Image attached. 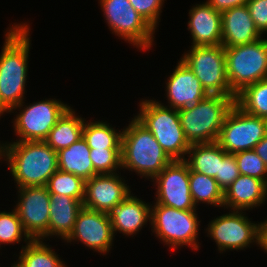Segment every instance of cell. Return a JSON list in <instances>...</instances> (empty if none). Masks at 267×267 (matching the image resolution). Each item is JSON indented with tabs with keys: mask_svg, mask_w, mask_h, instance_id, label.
<instances>
[{
	"mask_svg": "<svg viewBox=\"0 0 267 267\" xmlns=\"http://www.w3.org/2000/svg\"><path fill=\"white\" fill-rule=\"evenodd\" d=\"M246 5L256 28L263 35L267 32V0H249Z\"/></svg>",
	"mask_w": 267,
	"mask_h": 267,
	"instance_id": "obj_36",
	"label": "cell"
},
{
	"mask_svg": "<svg viewBox=\"0 0 267 267\" xmlns=\"http://www.w3.org/2000/svg\"><path fill=\"white\" fill-rule=\"evenodd\" d=\"M12 265H11V267H22L18 262H15V264H12Z\"/></svg>",
	"mask_w": 267,
	"mask_h": 267,
	"instance_id": "obj_42",
	"label": "cell"
},
{
	"mask_svg": "<svg viewBox=\"0 0 267 267\" xmlns=\"http://www.w3.org/2000/svg\"><path fill=\"white\" fill-rule=\"evenodd\" d=\"M139 105L140 113L135 118L153 134L171 160H184L191 145L185 138L178 110L155 99H143Z\"/></svg>",
	"mask_w": 267,
	"mask_h": 267,
	"instance_id": "obj_5",
	"label": "cell"
},
{
	"mask_svg": "<svg viewBox=\"0 0 267 267\" xmlns=\"http://www.w3.org/2000/svg\"><path fill=\"white\" fill-rule=\"evenodd\" d=\"M3 158L17 188L46 186L58 170L57 152L45 141L6 142Z\"/></svg>",
	"mask_w": 267,
	"mask_h": 267,
	"instance_id": "obj_2",
	"label": "cell"
},
{
	"mask_svg": "<svg viewBox=\"0 0 267 267\" xmlns=\"http://www.w3.org/2000/svg\"><path fill=\"white\" fill-rule=\"evenodd\" d=\"M15 210L32 240L49 238L50 193L46 186L18 188Z\"/></svg>",
	"mask_w": 267,
	"mask_h": 267,
	"instance_id": "obj_13",
	"label": "cell"
},
{
	"mask_svg": "<svg viewBox=\"0 0 267 267\" xmlns=\"http://www.w3.org/2000/svg\"><path fill=\"white\" fill-rule=\"evenodd\" d=\"M22 239L26 244L32 240L24 231L15 208L12 212H0V248L1 244L20 243Z\"/></svg>",
	"mask_w": 267,
	"mask_h": 267,
	"instance_id": "obj_31",
	"label": "cell"
},
{
	"mask_svg": "<svg viewBox=\"0 0 267 267\" xmlns=\"http://www.w3.org/2000/svg\"><path fill=\"white\" fill-rule=\"evenodd\" d=\"M234 104L232 97L208 95L197 104L178 110L189 144L217 142L225 117Z\"/></svg>",
	"mask_w": 267,
	"mask_h": 267,
	"instance_id": "obj_4",
	"label": "cell"
},
{
	"mask_svg": "<svg viewBox=\"0 0 267 267\" xmlns=\"http://www.w3.org/2000/svg\"><path fill=\"white\" fill-rule=\"evenodd\" d=\"M240 175H247L267 183V166L257 153L246 150L234 154Z\"/></svg>",
	"mask_w": 267,
	"mask_h": 267,
	"instance_id": "obj_33",
	"label": "cell"
},
{
	"mask_svg": "<svg viewBox=\"0 0 267 267\" xmlns=\"http://www.w3.org/2000/svg\"><path fill=\"white\" fill-rule=\"evenodd\" d=\"M196 210H179L161 204H151L152 232L173 251L180 246L198 250L199 221ZM198 243V244H197Z\"/></svg>",
	"mask_w": 267,
	"mask_h": 267,
	"instance_id": "obj_6",
	"label": "cell"
},
{
	"mask_svg": "<svg viewBox=\"0 0 267 267\" xmlns=\"http://www.w3.org/2000/svg\"><path fill=\"white\" fill-rule=\"evenodd\" d=\"M108 215L114 237L117 232L132 236L133 234L136 235L147 224L148 220L150 222L151 205L131 193Z\"/></svg>",
	"mask_w": 267,
	"mask_h": 267,
	"instance_id": "obj_20",
	"label": "cell"
},
{
	"mask_svg": "<svg viewBox=\"0 0 267 267\" xmlns=\"http://www.w3.org/2000/svg\"><path fill=\"white\" fill-rule=\"evenodd\" d=\"M189 183L195 206L202 202L215 207H223L224 192L213 177L190 170Z\"/></svg>",
	"mask_w": 267,
	"mask_h": 267,
	"instance_id": "obj_26",
	"label": "cell"
},
{
	"mask_svg": "<svg viewBox=\"0 0 267 267\" xmlns=\"http://www.w3.org/2000/svg\"><path fill=\"white\" fill-rule=\"evenodd\" d=\"M254 151L263 160L267 166V134L266 136L254 147Z\"/></svg>",
	"mask_w": 267,
	"mask_h": 267,
	"instance_id": "obj_39",
	"label": "cell"
},
{
	"mask_svg": "<svg viewBox=\"0 0 267 267\" xmlns=\"http://www.w3.org/2000/svg\"><path fill=\"white\" fill-rule=\"evenodd\" d=\"M267 200V183L260 179L239 175L224 191V208L245 211L259 207Z\"/></svg>",
	"mask_w": 267,
	"mask_h": 267,
	"instance_id": "obj_21",
	"label": "cell"
},
{
	"mask_svg": "<svg viewBox=\"0 0 267 267\" xmlns=\"http://www.w3.org/2000/svg\"><path fill=\"white\" fill-rule=\"evenodd\" d=\"M29 24H14L0 53V104L9 112L24 101L30 54Z\"/></svg>",
	"mask_w": 267,
	"mask_h": 267,
	"instance_id": "obj_1",
	"label": "cell"
},
{
	"mask_svg": "<svg viewBox=\"0 0 267 267\" xmlns=\"http://www.w3.org/2000/svg\"><path fill=\"white\" fill-rule=\"evenodd\" d=\"M83 203L77 199L50 194L49 237L57 236L64 241L74 228V223Z\"/></svg>",
	"mask_w": 267,
	"mask_h": 267,
	"instance_id": "obj_22",
	"label": "cell"
},
{
	"mask_svg": "<svg viewBox=\"0 0 267 267\" xmlns=\"http://www.w3.org/2000/svg\"><path fill=\"white\" fill-rule=\"evenodd\" d=\"M118 173L97 174L85 181L83 207L110 213L131 194L129 185Z\"/></svg>",
	"mask_w": 267,
	"mask_h": 267,
	"instance_id": "obj_16",
	"label": "cell"
},
{
	"mask_svg": "<svg viewBox=\"0 0 267 267\" xmlns=\"http://www.w3.org/2000/svg\"><path fill=\"white\" fill-rule=\"evenodd\" d=\"M46 188L50 194L68 196L83 203L85 181L72 173L57 170L48 180Z\"/></svg>",
	"mask_w": 267,
	"mask_h": 267,
	"instance_id": "obj_30",
	"label": "cell"
},
{
	"mask_svg": "<svg viewBox=\"0 0 267 267\" xmlns=\"http://www.w3.org/2000/svg\"><path fill=\"white\" fill-rule=\"evenodd\" d=\"M230 212L211 220L206 229L209 237L216 242L219 252L223 253L228 249L243 250L251 243L258 244L259 223H252L244 214L246 212L238 210Z\"/></svg>",
	"mask_w": 267,
	"mask_h": 267,
	"instance_id": "obj_12",
	"label": "cell"
},
{
	"mask_svg": "<svg viewBox=\"0 0 267 267\" xmlns=\"http://www.w3.org/2000/svg\"><path fill=\"white\" fill-rule=\"evenodd\" d=\"M240 175L234 154H227L220 161L219 174L214 178L223 192L238 178Z\"/></svg>",
	"mask_w": 267,
	"mask_h": 267,
	"instance_id": "obj_35",
	"label": "cell"
},
{
	"mask_svg": "<svg viewBox=\"0 0 267 267\" xmlns=\"http://www.w3.org/2000/svg\"><path fill=\"white\" fill-rule=\"evenodd\" d=\"M108 27L139 50H149L155 29L144 20L128 0H99Z\"/></svg>",
	"mask_w": 267,
	"mask_h": 267,
	"instance_id": "obj_9",
	"label": "cell"
},
{
	"mask_svg": "<svg viewBox=\"0 0 267 267\" xmlns=\"http://www.w3.org/2000/svg\"><path fill=\"white\" fill-rule=\"evenodd\" d=\"M69 107L50 130L45 142L56 152L69 147L82 137L85 118Z\"/></svg>",
	"mask_w": 267,
	"mask_h": 267,
	"instance_id": "obj_25",
	"label": "cell"
},
{
	"mask_svg": "<svg viewBox=\"0 0 267 267\" xmlns=\"http://www.w3.org/2000/svg\"><path fill=\"white\" fill-rule=\"evenodd\" d=\"M266 134L267 119L248 114L234 104L225 117L217 143L228 154H236L253 150Z\"/></svg>",
	"mask_w": 267,
	"mask_h": 267,
	"instance_id": "obj_11",
	"label": "cell"
},
{
	"mask_svg": "<svg viewBox=\"0 0 267 267\" xmlns=\"http://www.w3.org/2000/svg\"><path fill=\"white\" fill-rule=\"evenodd\" d=\"M113 240L114 234L108 213L82 207L72 233L65 242L80 241L89 247L88 249L106 255L113 246Z\"/></svg>",
	"mask_w": 267,
	"mask_h": 267,
	"instance_id": "obj_15",
	"label": "cell"
},
{
	"mask_svg": "<svg viewBox=\"0 0 267 267\" xmlns=\"http://www.w3.org/2000/svg\"><path fill=\"white\" fill-rule=\"evenodd\" d=\"M189 167L184 160H172L152 182L157 186L155 203L179 210H197L190 192Z\"/></svg>",
	"mask_w": 267,
	"mask_h": 267,
	"instance_id": "obj_14",
	"label": "cell"
},
{
	"mask_svg": "<svg viewBox=\"0 0 267 267\" xmlns=\"http://www.w3.org/2000/svg\"><path fill=\"white\" fill-rule=\"evenodd\" d=\"M121 156L123 169L134 171L148 180L172 161L153 134L135 117L122 129Z\"/></svg>",
	"mask_w": 267,
	"mask_h": 267,
	"instance_id": "obj_3",
	"label": "cell"
},
{
	"mask_svg": "<svg viewBox=\"0 0 267 267\" xmlns=\"http://www.w3.org/2000/svg\"><path fill=\"white\" fill-rule=\"evenodd\" d=\"M3 144L0 143V160L3 158Z\"/></svg>",
	"mask_w": 267,
	"mask_h": 267,
	"instance_id": "obj_41",
	"label": "cell"
},
{
	"mask_svg": "<svg viewBox=\"0 0 267 267\" xmlns=\"http://www.w3.org/2000/svg\"><path fill=\"white\" fill-rule=\"evenodd\" d=\"M136 12L146 20L155 30L157 29L158 21L164 0H128Z\"/></svg>",
	"mask_w": 267,
	"mask_h": 267,
	"instance_id": "obj_34",
	"label": "cell"
},
{
	"mask_svg": "<svg viewBox=\"0 0 267 267\" xmlns=\"http://www.w3.org/2000/svg\"><path fill=\"white\" fill-rule=\"evenodd\" d=\"M249 0H207L215 10L223 12L236 6L246 5Z\"/></svg>",
	"mask_w": 267,
	"mask_h": 267,
	"instance_id": "obj_37",
	"label": "cell"
},
{
	"mask_svg": "<svg viewBox=\"0 0 267 267\" xmlns=\"http://www.w3.org/2000/svg\"><path fill=\"white\" fill-rule=\"evenodd\" d=\"M188 30L191 32V46H216L222 41L221 12L208 2L195 4L190 10Z\"/></svg>",
	"mask_w": 267,
	"mask_h": 267,
	"instance_id": "obj_18",
	"label": "cell"
},
{
	"mask_svg": "<svg viewBox=\"0 0 267 267\" xmlns=\"http://www.w3.org/2000/svg\"><path fill=\"white\" fill-rule=\"evenodd\" d=\"M82 137L90 148H121L122 131H117L109 123L84 121Z\"/></svg>",
	"mask_w": 267,
	"mask_h": 267,
	"instance_id": "obj_29",
	"label": "cell"
},
{
	"mask_svg": "<svg viewBox=\"0 0 267 267\" xmlns=\"http://www.w3.org/2000/svg\"><path fill=\"white\" fill-rule=\"evenodd\" d=\"M44 240H31L19 253L22 267H67L59 255ZM60 258V259H59Z\"/></svg>",
	"mask_w": 267,
	"mask_h": 267,
	"instance_id": "obj_27",
	"label": "cell"
},
{
	"mask_svg": "<svg viewBox=\"0 0 267 267\" xmlns=\"http://www.w3.org/2000/svg\"><path fill=\"white\" fill-rule=\"evenodd\" d=\"M187 163L190 170L207 176L219 174L220 161L228 154L217 142L192 144L187 152Z\"/></svg>",
	"mask_w": 267,
	"mask_h": 267,
	"instance_id": "obj_24",
	"label": "cell"
},
{
	"mask_svg": "<svg viewBox=\"0 0 267 267\" xmlns=\"http://www.w3.org/2000/svg\"><path fill=\"white\" fill-rule=\"evenodd\" d=\"M4 113H8V111L0 104V117L4 115Z\"/></svg>",
	"mask_w": 267,
	"mask_h": 267,
	"instance_id": "obj_40",
	"label": "cell"
},
{
	"mask_svg": "<svg viewBox=\"0 0 267 267\" xmlns=\"http://www.w3.org/2000/svg\"><path fill=\"white\" fill-rule=\"evenodd\" d=\"M24 103L22 101L8 112L12 113L18 108L20 111L12 122L15 135L17 138L19 137V140L16 139V141H45L57 120L70 107L55 98H45V100L33 102L28 106L25 105L26 107H23Z\"/></svg>",
	"mask_w": 267,
	"mask_h": 267,
	"instance_id": "obj_10",
	"label": "cell"
},
{
	"mask_svg": "<svg viewBox=\"0 0 267 267\" xmlns=\"http://www.w3.org/2000/svg\"><path fill=\"white\" fill-rule=\"evenodd\" d=\"M180 58L199 79L209 95H222L236 99L230 89L226 72V55L223 45L191 46Z\"/></svg>",
	"mask_w": 267,
	"mask_h": 267,
	"instance_id": "obj_8",
	"label": "cell"
},
{
	"mask_svg": "<svg viewBox=\"0 0 267 267\" xmlns=\"http://www.w3.org/2000/svg\"><path fill=\"white\" fill-rule=\"evenodd\" d=\"M90 159L98 174H113L122 169L121 148H90Z\"/></svg>",
	"mask_w": 267,
	"mask_h": 267,
	"instance_id": "obj_32",
	"label": "cell"
},
{
	"mask_svg": "<svg viewBox=\"0 0 267 267\" xmlns=\"http://www.w3.org/2000/svg\"><path fill=\"white\" fill-rule=\"evenodd\" d=\"M222 41L224 47L249 44L262 38L250 16L247 5L236 6L221 12Z\"/></svg>",
	"mask_w": 267,
	"mask_h": 267,
	"instance_id": "obj_19",
	"label": "cell"
},
{
	"mask_svg": "<svg viewBox=\"0 0 267 267\" xmlns=\"http://www.w3.org/2000/svg\"><path fill=\"white\" fill-rule=\"evenodd\" d=\"M235 104L248 114L267 119V78L244 87L236 94Z\"/></svg>",
	"mask_w": 267,
	"mask_h": 267,
	"instance_id": "obj_28",
	"label": "cell"
},
{
	"mask_svg": "<svg viewBox=\"0 0 267 267\" xmlns=\"http://www.w3.org/2000/svg\"><path fill=\"white\" fill-rule=\"evenodd\" d=\"M267 253V219L258 224V244Z\"/></svg>",
	"mask_w": 267,
	"mask_h": 267,
	"instance_id": "obj_38",
	"label": "cell"
},
{
	"mask_svg": "<svg viewBox=\"0 0 267 267\" xmlns=\"http://www.w3.org/2000/svg\"><path fill=\"white\" fill-rule=\"evenodd\" d=\"M167 107L180 110L193 106L209 94L193 71L180 59L166 82Z\"/></svg>",
	"mask_w": 267,
	"mask_h": 267,
	"instance_id": "obj_17",
	"label": "cell"
},
{
	"mask_svg": "<svg viewBox=\"0 0 267 267\" xmlns=\"http://www.w3.org/2000/svg\"><path fill=\"white\" fill-rule=\"evenodd\" d=\"M57 160L58 170L72 173L84 181L98 174L90 159V147L83 137L69 147L59 150Z\"/></svg>",
	"mask_w": 267,
	"mask_h": 267,
	"instance_id": "obj_23",
	"label": "cell"
},
{
	"mask_svg": "<svg viewBox=\"0 0 267 267\" xmlns=\"http://www.w3.org/2000/svg\"><path fill=\"white\" fill-rule=\"evenodd\" d=\"M226 72L230 89L239 93L247 85L267 78V39L225 47Z\"/></svg>",
	"mask_w": 267,
	"mask_h": 267,
	"instance_id": "obj_7",
	"label": "cell"
}]
</instances>
